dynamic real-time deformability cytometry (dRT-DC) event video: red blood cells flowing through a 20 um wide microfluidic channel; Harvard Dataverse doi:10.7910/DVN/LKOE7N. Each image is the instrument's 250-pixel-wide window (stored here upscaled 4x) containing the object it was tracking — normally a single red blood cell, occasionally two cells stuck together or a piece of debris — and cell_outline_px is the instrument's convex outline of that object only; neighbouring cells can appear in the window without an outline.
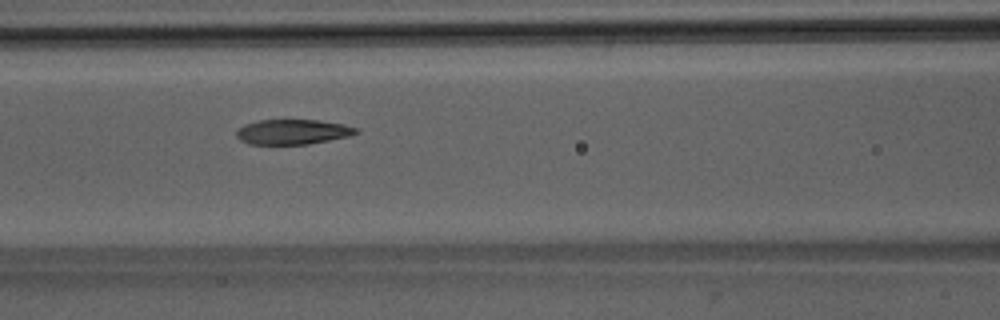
{"species": "Egyptian fruit bat (a non-hibernating species)", "species_latin": "Rousettus aegyptiacus", "temperature_condition": "room temperature", "stored_images_in_passage": 44, "camera_frame_rate_fps": 3000, "um_per_image_px": 0.085, "animal": {"sex": "male"}, "frame": {"image": 1, "passage_image": 15, "time_ms": 4.667, "image_size_px": [1000, 320], "cell_outline_px": [[360, 132], [348, 136], [308, 144], [248, 144], [240, 140], [236, 136], [236, 132], [244, 124], [260, 120], [320, 120], [344, 124], [356, 128]], "centroid_in_image_um": [24.87, 11.2], "position_along_channel_um": 141.7, "area_um2": 17.34}}
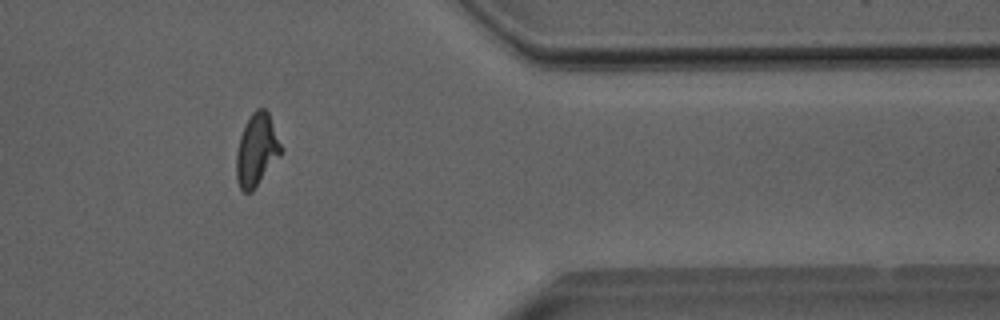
{"frame": {"image": 2, "passage_image": 35, "time_ms": 11.333, "image_size_px": [1000, 320], "cell_outline_px": [[284, 148], [252, 192], [244, 192], [240, 188], [236, 180], [236, 152], [240, 136], [244, 124], [252, 112], [256, 108], [264, 108], [268, 112]], "centroid_in_image_um": [21.8, 12.72], "position_along_channel_um": 389.6, "area_um2": 18.84}}
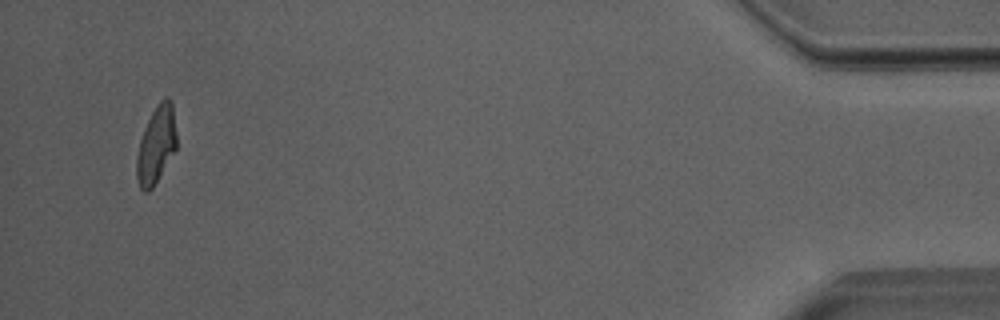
{"frame": {"image": 3, "passage_image": 42, "time_ms": 13.667, "image_size_px": [1000, 320], "cell_outline_px": [[176, 148], [152, 188], [148, 192], [144, 192], [140, 188], [136, 176], [136, 156], [140, 140], [144, 128], [152, 112], [160, 100], [164, 96], [168, 96], [172, 100], [176, 132]], "centroid_in_image_um": [13.27, 12.28], "position_along_channel_um": 421.9, "area_um2": 17.92}, "authors_computed_cell_mechanics": {"area_um2": 18.6983, "velocity_mm_per_s": 4.0008, "shape_relaxation_time_tau1_ms": 4.8135, "shape_relaxation_time_tau2_ms": 2.2545, "deformation_change_tau1": 0.1983, "deformation_change_tau2": 0.0925}}